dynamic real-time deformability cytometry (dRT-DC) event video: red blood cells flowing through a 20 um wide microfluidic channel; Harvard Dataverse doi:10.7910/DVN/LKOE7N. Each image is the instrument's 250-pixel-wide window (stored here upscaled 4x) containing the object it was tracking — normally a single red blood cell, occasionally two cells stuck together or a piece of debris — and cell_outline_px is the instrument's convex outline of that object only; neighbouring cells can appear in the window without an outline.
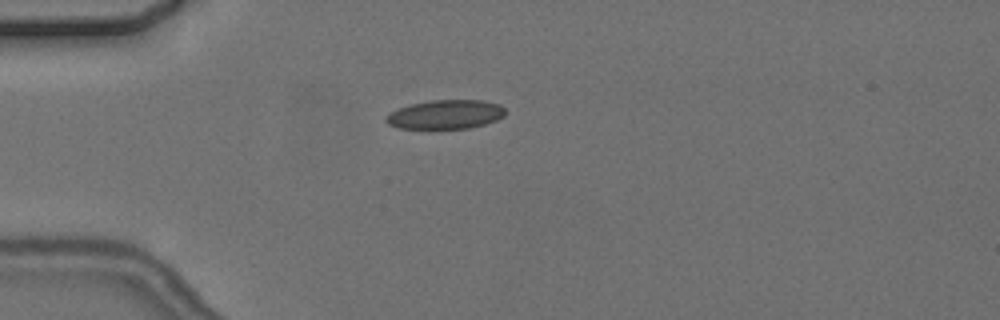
{"species": "common noctule bat (a hibernating species)", "species_latin": "Nyctalus noctula", "temperature_condition": "cold", "stored_images_in_passage": 3, "camera_frame_rate_fps": 3000, "um_per_image_px": 0.085, "animal": {"sex": "female", "body_mass_g": 24.6, "forearm_length_mm": 56.2}, "frame": {"image": 1, "passage_image": 1, "time_ms": 0.0, "image_size_px": [1000, 320], "cell_outline_px": [[504, 116], [496, 120], [484, 124], [468, 128], [400, 128], [388, 124], [384, 120], [384, 116], [400, 108], [412, 104], [432, 100], [484, 100], [500, 104], [504, 108]], "centroid_in_image_um": [37.88, 9.72], "position_along_channel_um": 47.1, "area_um2": 20.0}}
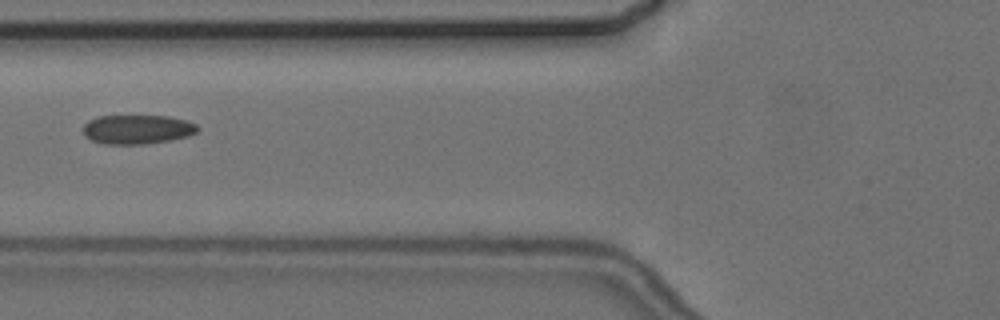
{"frame": {"image": 2, "passage_image": 3, "time_ms": 2.333, "image_size_px": [1000, 320], "cell_outline_px": [[200, 128], [196, 132], [188, 136], [168, 140], [144, 144], [104, 144], [92, 140], [84, 136], [84, 124], [88, 120], [96, 116], [168, 116], [184, 120], [196, 124]], "centroid_in_image_um": [11.64, 10.99], "position_along_channel_um": 114.2, "area_um2": 19.42}}